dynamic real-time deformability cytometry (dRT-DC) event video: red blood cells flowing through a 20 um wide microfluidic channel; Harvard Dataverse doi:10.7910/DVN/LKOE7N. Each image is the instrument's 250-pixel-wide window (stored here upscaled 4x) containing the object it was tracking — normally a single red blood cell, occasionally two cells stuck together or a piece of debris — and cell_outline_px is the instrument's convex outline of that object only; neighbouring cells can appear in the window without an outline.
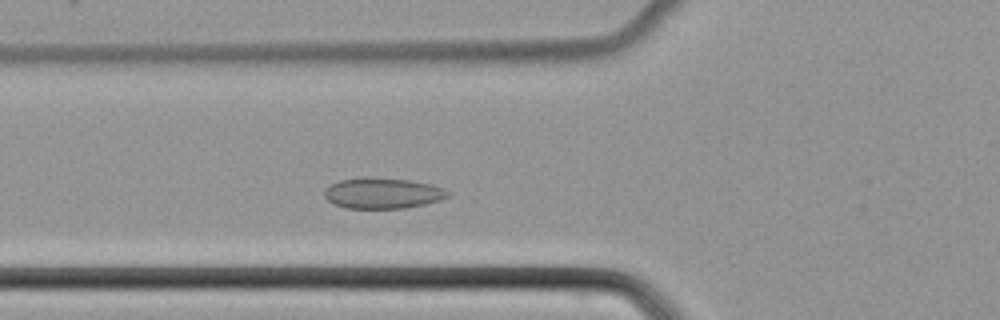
{"species": "common noctule bat (a hibernating species)", "species_latin": "Nyctalus noctula", "temperature_condition": "cold", "stored_images_in_passage": 43, "camera_frame_rate_fps": 3000, "um_per_image_px": 0.085, "animal": {"sex": "female", "body_mass_g": 22.7, "forearm_length_mm": 54.2}, "frame": {"image": 1, "passage_image": 11, "time_ms": 3.333, "image_size_px": [1000, 320], "cell_outline_px": [[448, 196], [440, 200], [424, 204], [404, 208], [348, 208], [336, 204], [328, 200], [324, 196], [324, 188], [340, 180], [408, 180], [432, 184], [448, 192]], "centroid_in_image_um": [32.53, 16.46], "position_along_channel_um": 93.3, "area_um2": 20.98}}
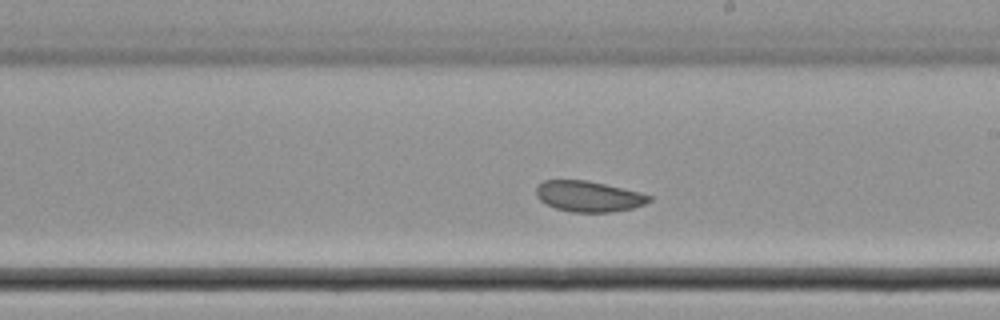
{"frame": {"image": 2, "passage_image": 22, "time_ms": 7.0, "image_size_px": [1000, 320], "cell_outline_px": [[652, 200], [644, 204], [632, 208], [612, 212], [572, 212], [556, 208], [540, 200], [536, 196], [536, 188], [544, 180], [588, 180], [640, 192], [652, 196]], "centroid_in_image_um": [50.05, 16.69], "position_along_channel_um": 239.0, "area_um2": 20.17}}
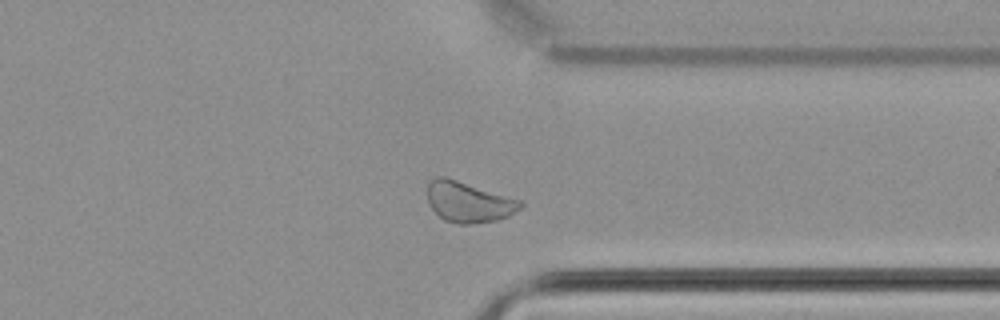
{"frame": {"image": 3, "passage_image": 32, "time_ms": 10.333, "image_size_px": [1000, 320], "cell_outline_px": [[524, 204], [520, 208], [508, 216], [496, 220], [468, 224], [460, 224], [444, 220], [432, 208], [428, 200], [428, 184], [436, 176], [444, 176], [524, 200]], "centroid_in_image_um": [39.87, 17.16], "position_along_channel_um": 371.5, "area_um2": 21.96}}